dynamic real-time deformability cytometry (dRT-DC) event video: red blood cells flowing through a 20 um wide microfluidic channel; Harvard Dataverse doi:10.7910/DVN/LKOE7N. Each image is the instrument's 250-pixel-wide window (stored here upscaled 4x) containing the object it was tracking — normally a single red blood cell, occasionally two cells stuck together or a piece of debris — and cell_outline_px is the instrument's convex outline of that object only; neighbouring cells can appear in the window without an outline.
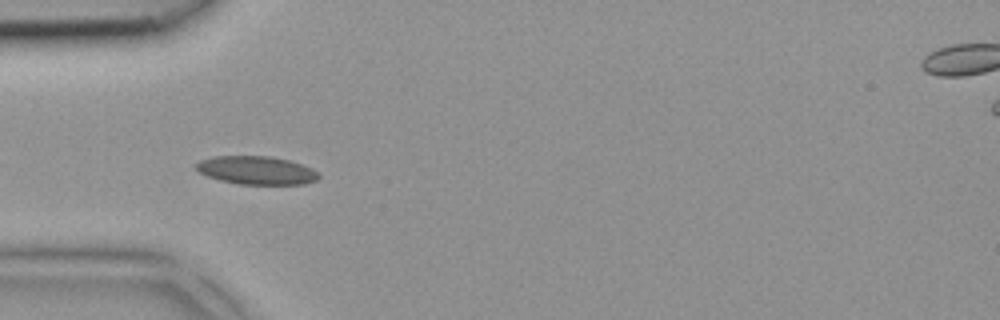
{"species": "common noctule bat (a hibernating species)", "species_latin": "Nyctalus noctula", "temperature_condition": "room temperature", "stored_images_in_passage": 5, "camera_frame_rate_fps": 3000, "um_per_image_px": 0.085, "animal": {"sex": "female", "body_mass_g": 18.4}, "frame": {"image": 1, "passage_image": 3, "time_ms": 0.667, "image_size_px": [1000, 320], "cell_outline_px": [[320, 176], [316, 180], [304, 184], [236, 184], [220, 180], [208, 176], [200, 172], [196, 168], [196, 164], [200, 160], [212, 156], [272, 156], [288, 160], [312, 168], [320, 172]], "centroid_in_image_um": [21.82, 14.47], "position_along_channel_um": 63.2, "area_um2": 20.23}}